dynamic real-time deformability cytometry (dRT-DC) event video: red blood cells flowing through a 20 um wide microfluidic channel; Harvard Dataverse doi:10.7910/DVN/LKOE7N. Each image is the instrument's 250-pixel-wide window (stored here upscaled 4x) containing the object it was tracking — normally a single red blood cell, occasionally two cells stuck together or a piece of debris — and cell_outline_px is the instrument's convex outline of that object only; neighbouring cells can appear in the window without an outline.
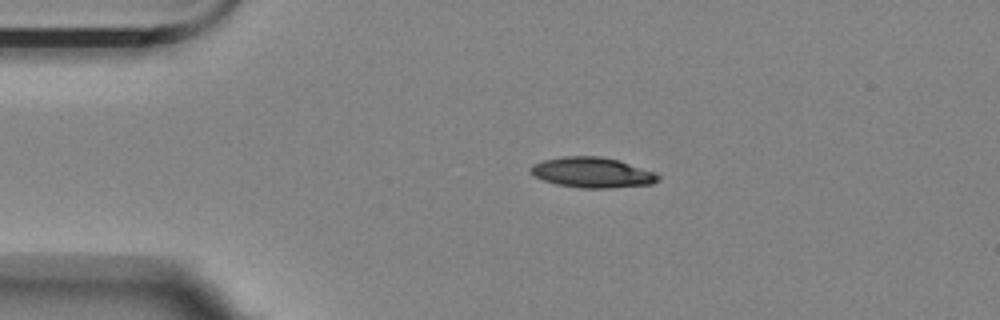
{"species": "Egyptian fruit bat (a non-hibernating species)", "species_latin": "Rousettus aegyptiacus", "temperature_condition": "room temperature", "stored_images_in_passage": 2, "camera_frame_rate_fps": 3000, "um_per_image_px": 0.085, "animal": {"sex": "female"}, "frame": {"image": 1, "passage_image": 1, "time_ms": 0.0, "image_size_px": [1000, 320], "cell_outline_px": [[660, 180], [652, 184], [612, 188], [580, 188], [556, 184], [544, 180], [536, 176], [532, 172], [532, 164], [544, 160], [564, 156], [600, 156], [620, 160], [656, 172], [660, 176]], "centroid_in_image_um": [50.42, 14.66], "position_along_channel_um": 34.6, "area_um2": 22.6}}